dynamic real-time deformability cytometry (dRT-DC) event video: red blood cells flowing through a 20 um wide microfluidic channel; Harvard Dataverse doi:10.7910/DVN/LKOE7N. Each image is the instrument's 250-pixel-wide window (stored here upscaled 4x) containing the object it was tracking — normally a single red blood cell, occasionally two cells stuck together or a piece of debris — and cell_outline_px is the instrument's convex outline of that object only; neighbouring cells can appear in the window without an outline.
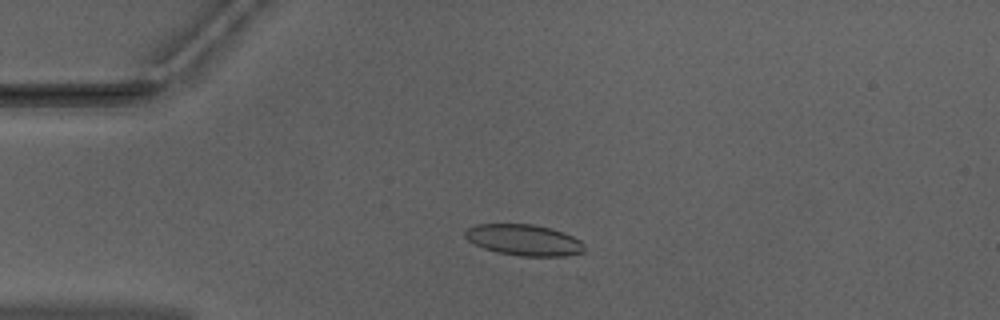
{"species": "Egyptian fruit bat (a non-hibernating species)", "species_latin": "Rousettus aegyptiacus", "temperature_condition": "warm", "stored_images_in_passage": 18, "camera_frame_rate_fps": 3000, "um_per_image_px": 0.085, "animal": {"sex": "male"}, "frame": {"image": 1, "passage_image": 12, "time_ms": 3.667, "image_size_px": [1000, 320], "cell_outline_px": [[584, 252], [564, 256], [520, 256], [496, 252], [484, 248], [468, 240], [464, 236], [464, 232], [468, 228], [476, 224], [532, 224], [552, 228], [564, 232], [580, 240], [584, 244]], "centroid_in_image_um": [44.55, 20.4], "position_along_channel_um": 40.5, "area_um2": 21.68}}
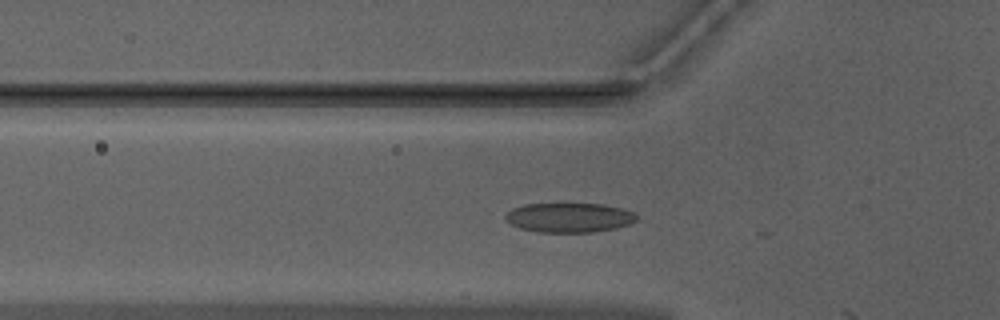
{"frame": {"image": 2, "passage_image": 17, "time_ms": 5.333, "image_size_px": [1000, 320], "cell_outline_px": [[636, 220], [628, 224], [616, 228], [592, 232], [536, 232], [520, 228], [508, 224], [504, 220], [504, 216], [512, 208], [524, 204], [604, 204], [636, 212]], "centroid_in_image_um": [48.33, 18.5], "position_along_channel_um": 77.5, "area_um2": 22.66}}